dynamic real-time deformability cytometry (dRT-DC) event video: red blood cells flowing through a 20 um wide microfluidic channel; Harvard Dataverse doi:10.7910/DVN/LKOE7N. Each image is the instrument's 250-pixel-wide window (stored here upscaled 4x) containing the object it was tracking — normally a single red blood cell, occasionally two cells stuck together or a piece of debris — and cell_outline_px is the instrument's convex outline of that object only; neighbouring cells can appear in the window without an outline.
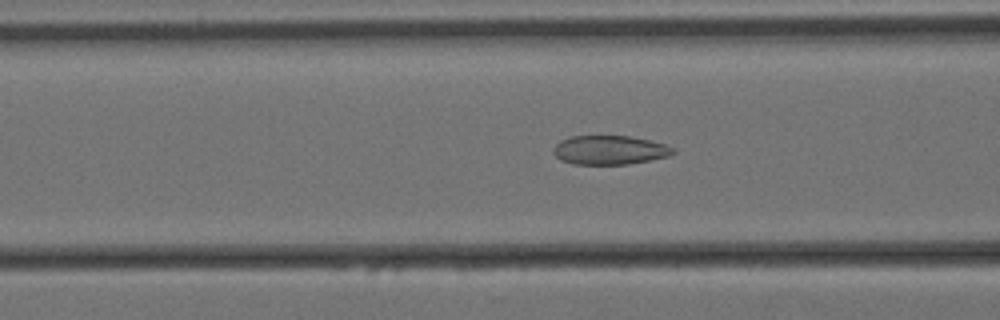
{"species": "Egyptian fruit bat (a non-hibernating species)", "species_latin": "Rousettus aegyptiacus", "temperature_condition": "cold", "stored_images_in_passage": 59, "camera_frame_rate_fps": 3000, "um_per_image_px": 0.085, "animal": {"sex": "female"}, "frame": {"image": 1, "passage_image": 22, "time_ms": 7.0, "image_size_px": [1000, 320], "cell_outline_px": [[676, 152], [668, 156], [628, 164], [572, 164], [560, 160], [552, 152], [552, 148], [560, 140], [572, 136], [628, 136], [648, 140], [664, 144], [676, 148]], "centroid_in_image_um": [51.79, 12.75], "position_along_channel_um": 114.8, "area_um2": 20.23}}
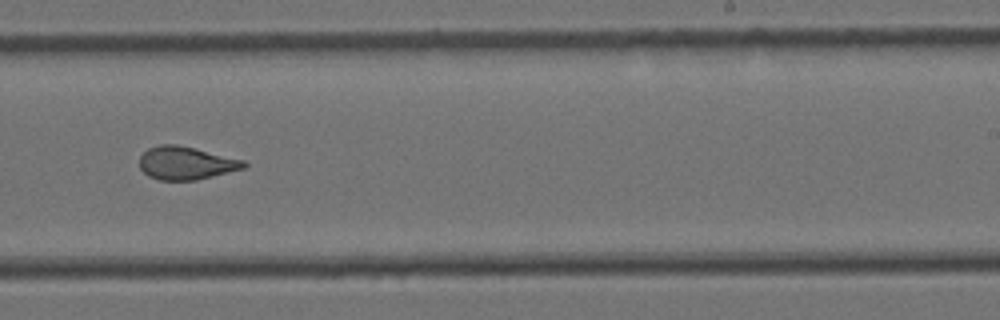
{"frame": {"image": 2, "passage_image": 36, "time_ms": 11.667, "image_size_px": [1000, 320], "cell_outline_px": [[248, 164], [244, 168], [196, 180], [160, 180], [148, 176], [140, 168], [140, 156], [148, 148], [160, 144], [176, 144], [244, 160]], "centroid_in_image_um": [15.78, 13.86], "position_along_channel_um": 273.2, "area_um2": 19.88}}
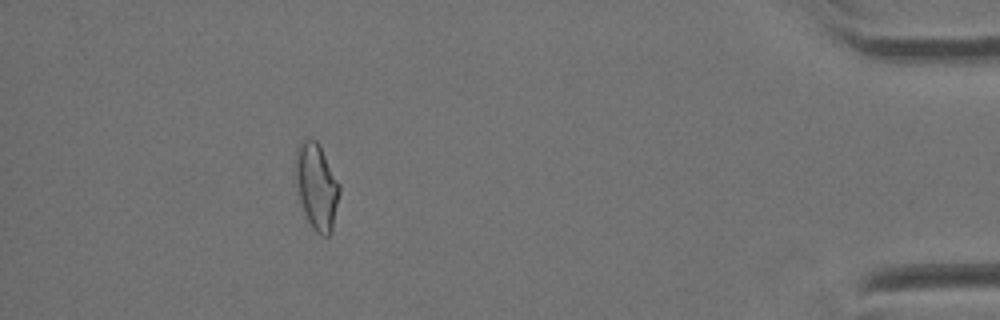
{"frame": {"image": 3, "passage_image": 53, "time_ms": 17.333, "image_size_px": [1000, 320], "cell_outline_px": [[340, 192], [332, 232], [328, 236], [320, 236], [312, 228], [304, 212], [300, 200], [292, 168], [296, 148], [300, 140], [316, 140], [340, 184]], "centroid_in_image_um": [26.88, 15.84], "position_along_channel_um": 408.3, "area_um2": 22.37}, "authors_computed_cell_mechanics": {"area_um2": 21.2126, "velocity_mm_per_s": 3.4008, "shape_relaxation_time_tau1_ms": null, "shape_relaxation_time_tau2_ms": 1.5416, "deformation_change_tau1": null, "deformation_change_tau2": 0.0735}}